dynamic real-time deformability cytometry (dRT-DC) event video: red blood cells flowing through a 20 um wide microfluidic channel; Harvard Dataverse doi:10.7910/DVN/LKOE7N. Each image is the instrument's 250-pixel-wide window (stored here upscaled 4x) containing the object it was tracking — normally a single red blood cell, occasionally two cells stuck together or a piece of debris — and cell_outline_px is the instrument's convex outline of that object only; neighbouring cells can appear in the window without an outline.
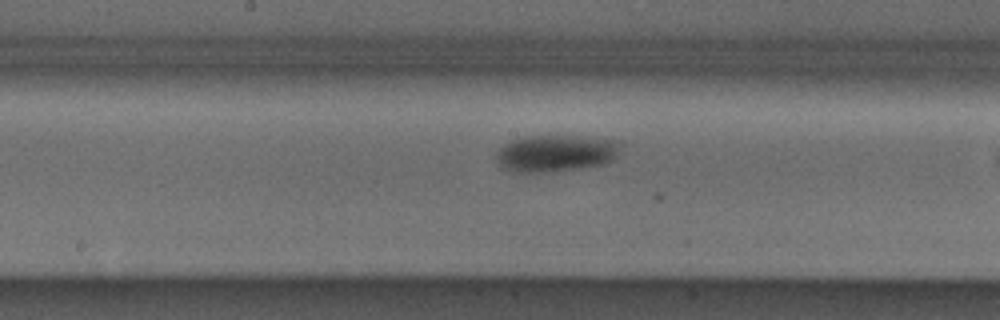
{"species": "Egyptian fruit bat (a non-hibernating species)", "species_latin": "Rousettus aegyptiacus", "temperature_condition": "cold", "stored_images_in_passage": 26, "camera_frame_rate_fps": 3000, "um_per_image_px": 0.085, "animal": {"sex": "male"}, "frame": {"image": 1, "passage_image": 12, "time_ms": 3.667, "image_size_px": [1000, 320], "cell_outline_px": [[624, 140], [616, 156], [612, 160], [604, 164], [580, 168], [540, 172], [516, 172], [504, 168], [496, 160], [496, 152], [504, 144], [512, 140], [524, 136], [580, 136]], "centroid_in_image_um": [47.29, 13.0], "position_along_channel_um": 200.9, "area_um2": 26.82}}
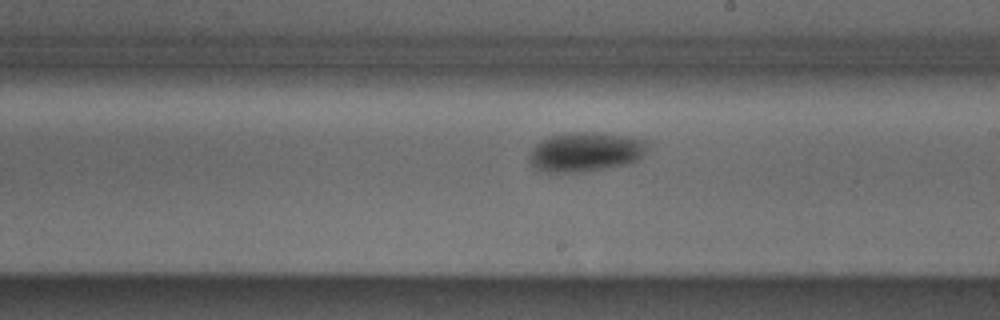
{"frame": {"image": 2, "passage_image": 15, "time_ms": 4.667, "image_size_px": [1000, 320], "cell_outline_px": [[652, 144], [636, 160], [628, 164], [604, 168], [576, 172], [548, 172], [536, 168], [532, 164], [528, 156], [532, 148], [536, 144], [548, 136], [564, 132], [604, 132], [628, 136], [648, 140]], "centroid_in_image_um": [49.8, 12.87], "position_along_channel_um": 239.2, "area_um2": 27.4}}